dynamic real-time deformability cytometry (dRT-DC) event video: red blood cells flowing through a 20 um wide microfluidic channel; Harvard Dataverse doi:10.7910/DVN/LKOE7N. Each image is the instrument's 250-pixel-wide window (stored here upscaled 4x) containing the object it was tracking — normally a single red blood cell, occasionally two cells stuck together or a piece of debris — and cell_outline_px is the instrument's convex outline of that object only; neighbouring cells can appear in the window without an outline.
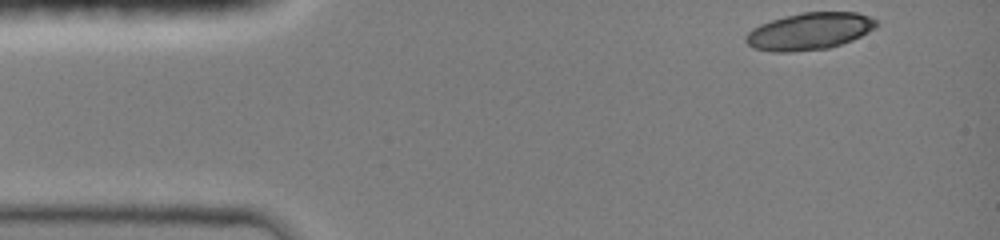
{"species": "common noctule bat (a hibernating species)", "species_latin": "Nyctalus noctula", "temperature_condition": "room temperature", "stored_images_in_passage": 48, "camera_frame_rate_fps": 3000, "um_per_image_px": 0.085, "animal": {"sex": "female", "body_mass_g": 19.0, "forearm_length_mm": 51.5}, "frame": {"image": 1, "passage_image": 1, "time_ms": 0.0, "image_size_px": [1000, 240], "cell_outline_px": [[880, 24], [876, 28], [852, 40], [828, 48], [792, 52], [772, 52], [752, 48], [744, 40], [744, 36], [752, 28], [760, 24], [784, 16], [800, 12], [856, 12], [868, 16], [876, 20]], "centroid_in_image_um": [68.78, 2.66], "position_along_channel_um": 16.2, "area_um2": 28.38}}